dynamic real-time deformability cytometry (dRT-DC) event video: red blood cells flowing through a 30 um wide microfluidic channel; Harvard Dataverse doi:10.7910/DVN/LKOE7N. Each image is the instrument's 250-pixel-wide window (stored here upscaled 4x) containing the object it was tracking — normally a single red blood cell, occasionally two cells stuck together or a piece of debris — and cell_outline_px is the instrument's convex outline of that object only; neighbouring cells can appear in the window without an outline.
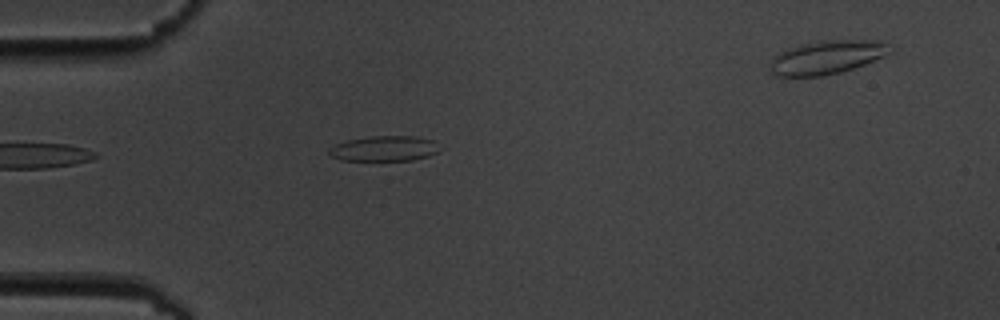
{"species": "common noctule bat (a hibernating species)", "species_latin": "Nyctalus noctula", "temperature_condition": "cold", "stored_images_in_passage": 4, "segment_of_instrument_passage": [1, 2], "camera_frame_rate_fps": 3000, "um_per_image_px": 0.085, "animal": {"sex": "male", "body_mass_g": 19.5, "forearm_length_mm": 54.6}, "frame": {"image": 1, "passage_image": 3, "time_ms": 3.333, "image_size_px": [1000, 320], "cell_outline_px": [[444, 148], [428, 156], [412, 160], [340, 160], [332, 156], [328, 152], [328, 148], [336, 144], [348, 140], [372, 136], [416, 136], [432, 140]], "centroid_in_image_um": [32.7, 12.62], "position_along_channel_um": 52.3, "area_um2": 16.3}}